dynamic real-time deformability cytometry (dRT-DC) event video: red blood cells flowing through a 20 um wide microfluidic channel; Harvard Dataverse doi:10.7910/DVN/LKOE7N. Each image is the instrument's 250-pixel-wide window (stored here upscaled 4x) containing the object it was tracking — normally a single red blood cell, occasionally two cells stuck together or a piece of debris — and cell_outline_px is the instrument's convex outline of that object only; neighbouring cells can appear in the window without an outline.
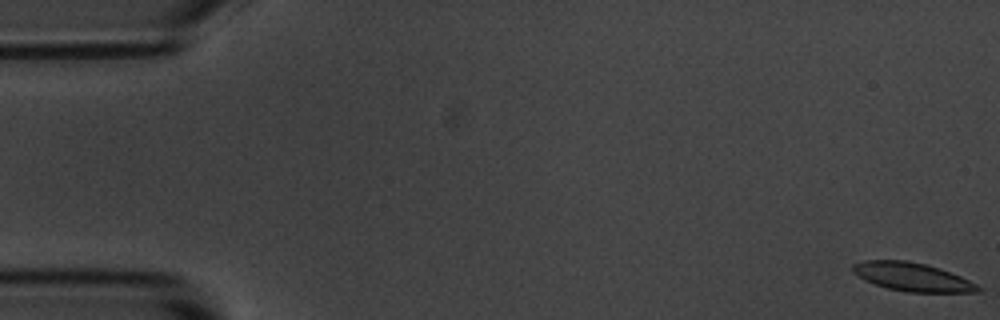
{"species": "common noctule bat (a hibernating species)", "species_latin": "Nyctalus noctula", "temperature_condition": "room temperature", "stored_images_in_passage": 6, "camera_frame_rate_fps": 3000, "um_per_image_px": 0.085, "animal": {"sex": "male", "body_mass_g": 20.1, "forearm_length_mm": 53.5}, "frame": {"image": 1, "passage_image": 1, "time_ms": 0.0, "image_size_px": [1000, 320], "cell_outline_px": [[984, 292], [908, 292], [888, 288], [864, 280], [852, 272], [852, 264], [864, 260], [904, 260], [924, 264], [940, 268], [960, 276], [984, 288]], "centroid_in_image_um": [77.56, 23.54], "position_along_channel_um": 7.4, "area_um2": 20.75}}